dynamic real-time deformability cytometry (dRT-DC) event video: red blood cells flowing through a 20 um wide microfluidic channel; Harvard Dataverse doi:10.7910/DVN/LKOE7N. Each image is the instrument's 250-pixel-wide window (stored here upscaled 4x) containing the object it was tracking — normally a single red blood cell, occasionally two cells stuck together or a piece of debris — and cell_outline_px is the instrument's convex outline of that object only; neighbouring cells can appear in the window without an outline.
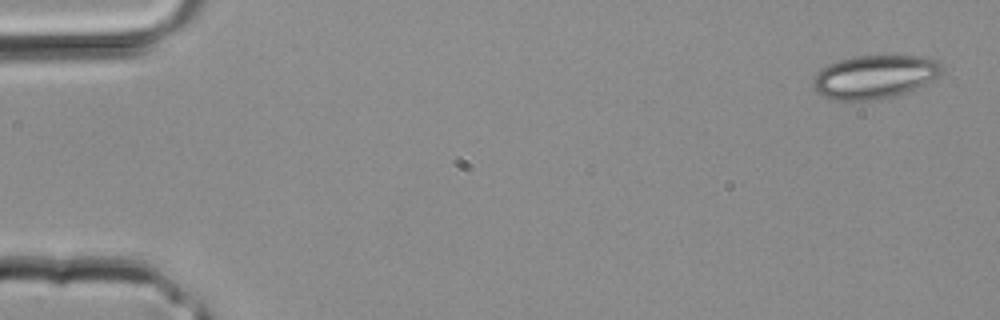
{"species": "common noctule bat (a hibernating species)", "species_latin": "Nyctalus noctula", "temperature_condition": "room temperature", "stored_images_in_passage": 3, "camera_frame_rate_fps": 3000, "um_per_image_px": 0.085, "animal": {"sex": "male", "body_mass_g": 20.4}, "frame": {"image": 1, "passage_image": 1, "time_ms": 0.0, "image_size_px": [1000, 320], "cell_outline_px": [[944, 72], [940, 76], [924, 84], [904, 92], [888, 96], [868, 100], [840, 100], [824, 96], [816, 92], [812, 84], [812, 80], [816, 72], [820, 68], [828, 64], [840, 60], [856, 56], [920, 56], [936, 60], [944, 68]], "centroid_in_image_um": [74.32, 6.51], "position_along_channel_um": 10.7, "area_um2": 32.25}}